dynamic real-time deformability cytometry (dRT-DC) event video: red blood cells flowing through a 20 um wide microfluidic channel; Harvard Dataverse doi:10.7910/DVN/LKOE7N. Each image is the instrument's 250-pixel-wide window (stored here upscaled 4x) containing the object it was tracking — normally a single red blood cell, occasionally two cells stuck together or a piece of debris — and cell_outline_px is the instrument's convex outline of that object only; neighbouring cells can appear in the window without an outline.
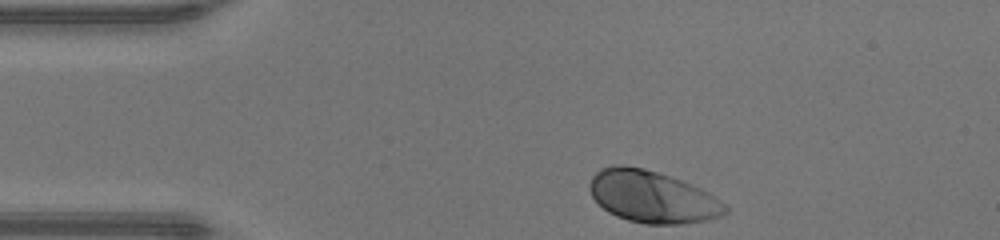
{"species": "human", "species_latin": "Homo sapiens", "temperature_condition": "warm", "stored_images_in_passage": 31, "camera_frame_rate_fps": 3000, "um_per_image_px": 0.085, "donor": {"sex": "male"}, "frame": {"image": 1, "passage_image": 1, "time_ms": 0.0, "image_size_px": [1000, 240], "cell_outline_px": [[728, 212], [720, 216], [708, 220], [680, 224], [648, 224], [628, 220], [616, 216], [608, 212], [592, 196], [588, 188], [588, 184], [592, 176], [600, 168], [612, 164], [620, 164], [644, 168], [692, 184], [708, 192], [720, 200], [728, 208]], "centroid_in_image_um": [55.42, 16.72], "position_along_channel_um": 29.6, "area_um2": 41.1}}
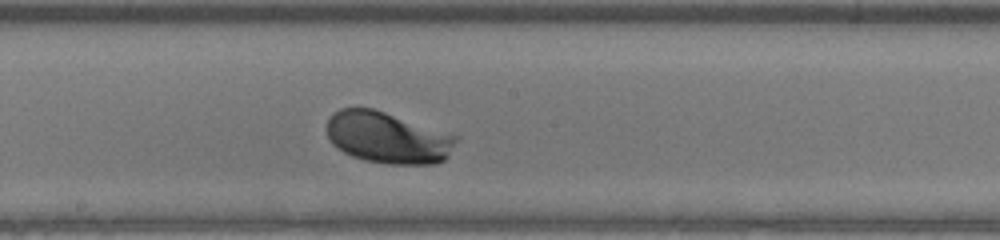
{"frame": {"image": 2, "passage_image": 18, "time_ms": 5.667, "image_size_px": [1000, 240], "cell_outline_px": [[460, 136], [448, 156], [444, 160], [436, 164], [388, 164], [364, 160], [352, 156], [336, 148], [332, 144], [328, 136], [328, 120], [340, 108], [372, 108]], "centroid_in_image_um": [32.98, 11.71], "position_along_channel_um": 215.2, "area_um2": 38.67}}
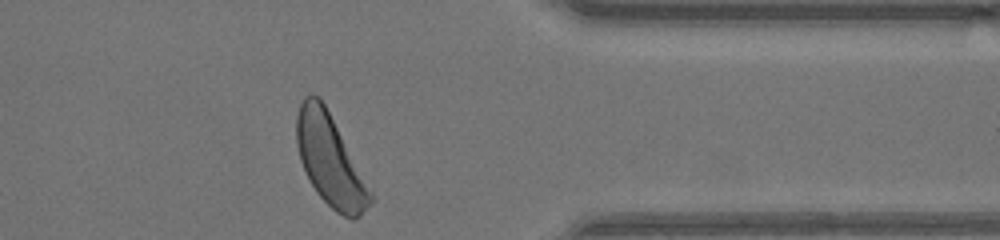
{"frame": {"image": 3, "passage_image": 31, "time_ms": 10.0, "image_size_px": [1000, 240], "cell_outline_px": [[372, 204], [360, 216], [352, 220], [336, 212], [316, 192], [300, 160], [296, 144], [296, 116], [300, 104], [304, 96], [316, 96], [324, 104], [372, 192]], "centroid_in_image_um": [28.05, 13.67], "position_along_channel_um": 383.4, "area_um2": 38.21}, "authors_computed_cell_mechanics": {"area_um2": 38.437, "velocity_mm_per_s": 4.233, "shape_relaxation_time_tau1_ms": 1.1677, "shape_relaxation_time_tau2_ms": null, "deformation_change_tau1": 0.1135, "deformation_change_tau2": null}}